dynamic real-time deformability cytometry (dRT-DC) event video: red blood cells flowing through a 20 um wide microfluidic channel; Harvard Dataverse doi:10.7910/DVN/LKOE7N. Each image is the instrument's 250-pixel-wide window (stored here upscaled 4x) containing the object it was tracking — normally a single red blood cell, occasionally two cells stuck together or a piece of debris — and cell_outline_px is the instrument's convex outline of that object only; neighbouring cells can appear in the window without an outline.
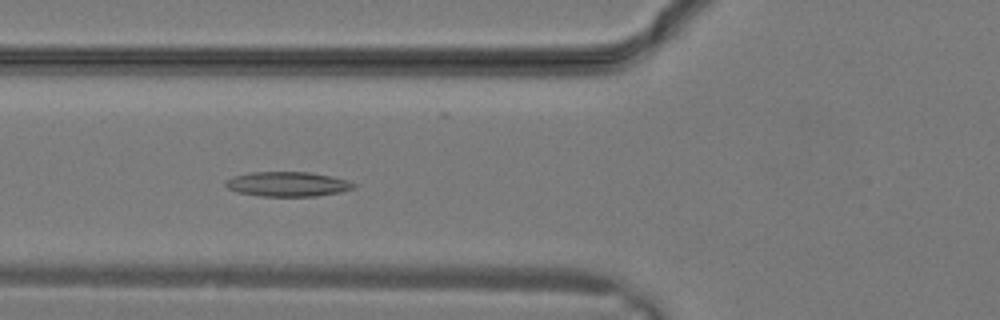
{"species": "common noctule bat (a hibernating species)", "species_latin": "Nyctalus noctula", "temperature_condition": "warm", "stored_images_in_passage": 20, "camera_frame_rate_fps": 3000, "um_per_image_px": 0.085, "animal": {"sex": "male", "body_mass_g": 19.2, "forearm_length_mm": 51.8}, "frame": {"image": 1, "passage_image": 12, "time_ms": 3.667, "image_size_px": [1000, 320], "cell_outline_px": [[356, 188], [340, 192], [316, 196], [260, 196], [236, 192], [228, 188], [224, 184], [224, 180], [232, 176], [252, 172], [312, 172], [332, 176], [348, 180], [356, 184]], "centroid_in_image_um": [24.44, 15.64], "position_along_channel_um": 101.4, "area_um2": 18.67}}
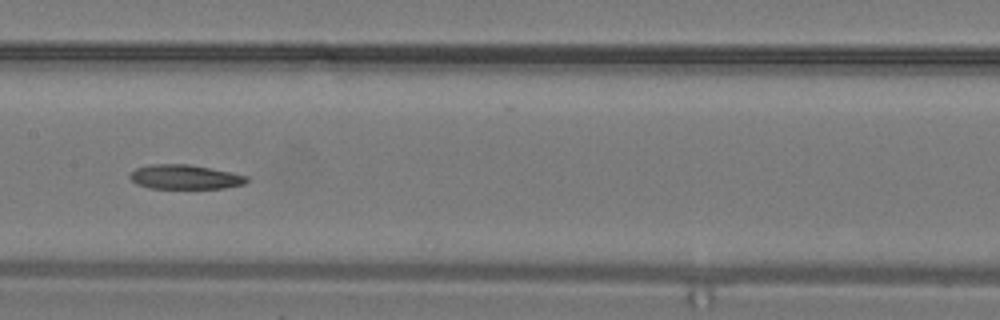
{"frame": {"image": 2, "passage_image": 16, "time_ms": 5.0, "image_size_px": [1000, 320], "cell_outline_px": [[248, 180], [244, 184], [224, 188], [148, 188], [136, 184], [128, 176], [136, 168], [148, 164], [188, 164], [248, 176]], "centroid_in_image_um": [15.67, 15.04], "position_along_channel_um": 191.7, "area_um2": 16.47}}
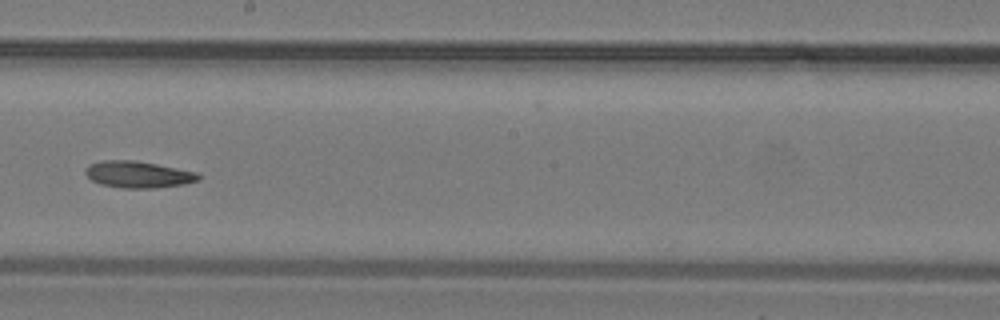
{"frame": {"image": 3, "passage_image": 18, "time_ms": 5.667, "image_size_px": [1000, 320], "cell_outline_px": [[200, 176], [196, 180], [184, 184], [156, 188], [120, 188], [100, 184], [92, 180], [84, 172], [88, 164], [100, 160], [136, 160], [196, 172]], "centroid_in_image_um": [11.68, 14.82], "position_along_channel_um": 236.5, "area_um2": 17.51}}